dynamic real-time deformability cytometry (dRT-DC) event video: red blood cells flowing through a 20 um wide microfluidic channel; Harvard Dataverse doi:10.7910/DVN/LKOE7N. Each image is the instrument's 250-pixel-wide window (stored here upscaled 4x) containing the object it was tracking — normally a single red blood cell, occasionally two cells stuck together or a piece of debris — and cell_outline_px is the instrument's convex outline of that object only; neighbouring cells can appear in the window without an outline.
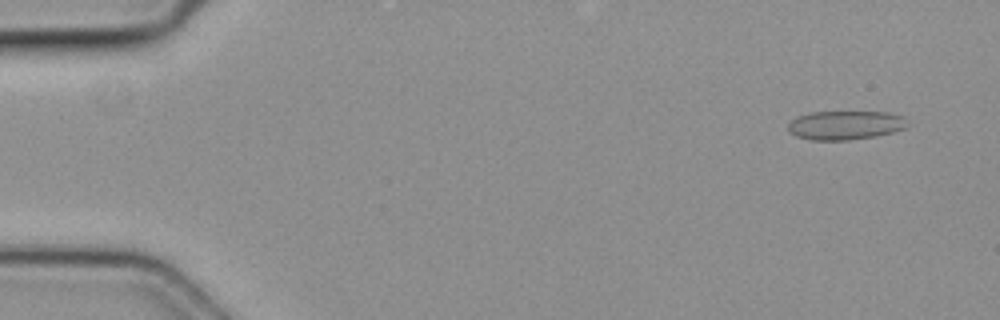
{"species": "common noctule bat (a hibernating species)", "species_latin": "Nyctalus noctula", "temperature_condition": "cold", "stored_images_in_passage": 54, "camera_frame_rate_fps": 3000, "um_per_image_px": 0.085, "animal": {"sex": "female", "body_mass_g": 19.3, "forearm_length_mm": 54.1}, "frame": {"image": 1, "passage_image": 4, "time_ms": 1.0, "image_size_px": [1000, 320], "cell_outline_px": [[904, 128], [892, 132], [876, 136], [848, 140], [808, 140], [796, 136], [788, 132], [788, 124], [796, 116], [808, 112], [888, 112], [904, 116]], "centroid_in_image_um": [71.77, 10.64], "position_along_channel_um": 13.2, "area_um2": 20.11}}
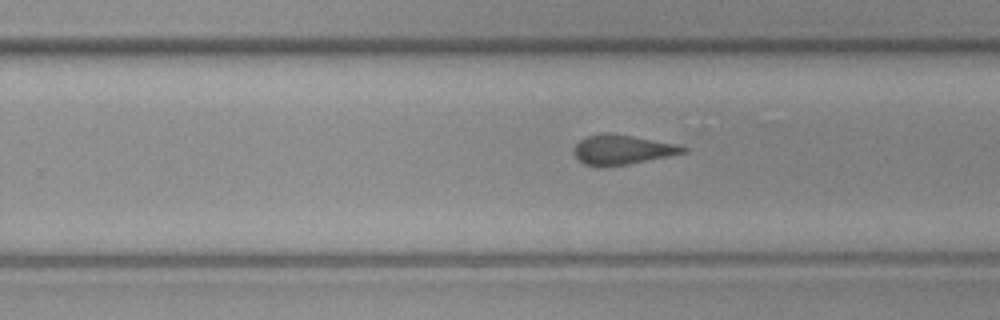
{"frame": {"image": 2, "passage_image": 34, "time_ms": 11.0, "image_size_px": [1000, 320], "cell_outline_px": [[688, 152], [628, 164], [600, 168], [584, 164], [572, 152], [576, 144], [580, 140], [588, 136], [604, 132], [612, 132], [680, 144], [688, 148]], "centroid_in_image_um": [52.9, 12.72], "position_along_channel_um": 276.9, "area_um2": 19.25}}
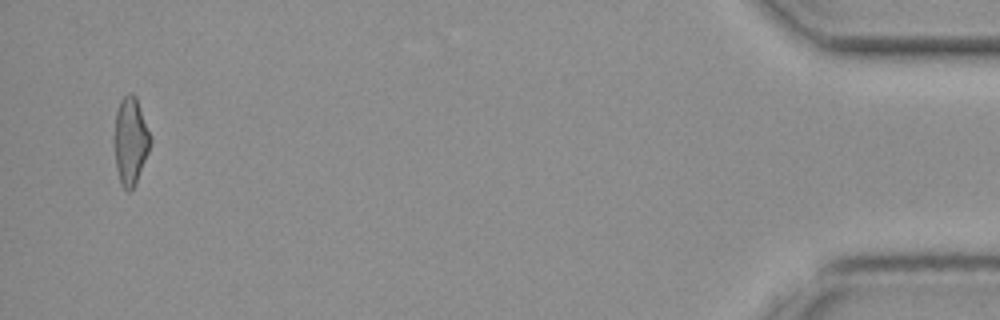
{"frame": {"image": 3, "passage_image": 52, "time_ms": 17.0, "image_size_px": [1000, 320], "cell_outline_px": [[152, 144], [136, 184], [128, 192], [120, 184], [116, 168], [112, 144], [112, 136], [116, 112], [120, 100], [128, 92], [132, 92], [136, 96], [152, 140]], "centroid_in_image_um": [11.06, 11.99], "position_along_channel_um": 424.1, "area_um2": 19.07}}